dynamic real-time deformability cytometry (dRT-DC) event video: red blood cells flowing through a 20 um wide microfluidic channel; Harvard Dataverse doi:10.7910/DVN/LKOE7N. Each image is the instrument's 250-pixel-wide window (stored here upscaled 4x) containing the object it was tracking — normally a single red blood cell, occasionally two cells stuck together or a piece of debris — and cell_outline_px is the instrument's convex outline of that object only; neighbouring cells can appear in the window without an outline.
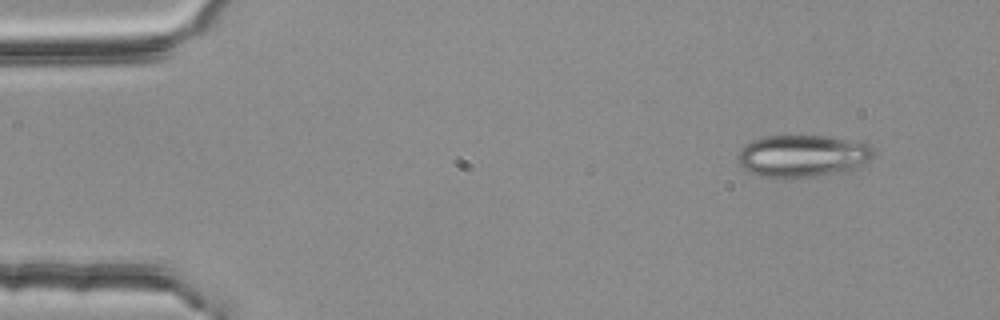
{"species": "common noctule bat (a hibernating species)", "species_latin": "Nyctalus noctula", "temperature_condition": "room temperature", "stored_images_in_passage": 3, "segment_of_instrument_passage": [2, 2], "camera_frame_rate_fps": 3000, "um_per_image_px": 0.085, "animal": {"sex": "female", "body_mass_g": 25.1}, "frame": {"image": 1, "passage_image": 3, "time_ms": 0.667, "image_size_px": [1000, 320], "cell_outline_px": [[876, 156], [872, 160], [864, 164], [844, 172], [784, 180], [764, 176], [748, 172], [740, 168], [736, 160], [736, 156], [740, 148], [744, 144], [752, 140], [764, 136], [824, 136], [868, 144], [872, 148]], "centroid_in_image_um": [68.15, 13.28], "position_along_channel_um": 16.8, "area_um2": 34.04}}